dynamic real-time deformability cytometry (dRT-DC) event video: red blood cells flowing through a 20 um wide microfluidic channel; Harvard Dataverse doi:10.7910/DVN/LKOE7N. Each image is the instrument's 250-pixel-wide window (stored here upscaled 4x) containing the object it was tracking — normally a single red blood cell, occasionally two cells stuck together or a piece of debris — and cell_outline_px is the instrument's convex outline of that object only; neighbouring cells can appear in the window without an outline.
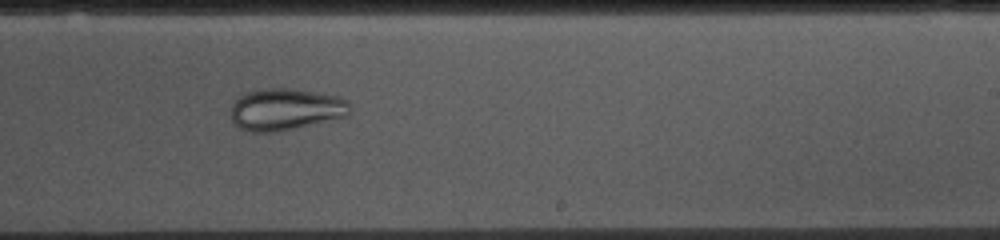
{"species": "common noctule bat (a hibernating species)", "species_latin": "Nyctalus noctula", "temperature_condition": "cold", "stored_images_in_passage": 54, "camera_frame_rate_fps": 3000, "um_per_image_px": 0.085, "animal": {"sex": "female", "body_mass_g": 10.0, "forearm_length_mm": 53.1}, "frame": {"image": 1, "passage_image": 32, "time_ms": 10.333, "image_size_px": [1000, 240], "cell_outline_px": [[352, 112], [348, 116], [280, 132], [244, 132], [232, 120], [232, 104], [240, 96], [248, 92], [264, 88], [292, 88], [340, 96], [348, 100], [352, 108]], "centroid_in_image_um": [24.33, 9.3], "position_along_channel_um": 264.7, "area_um2": 29.48}}
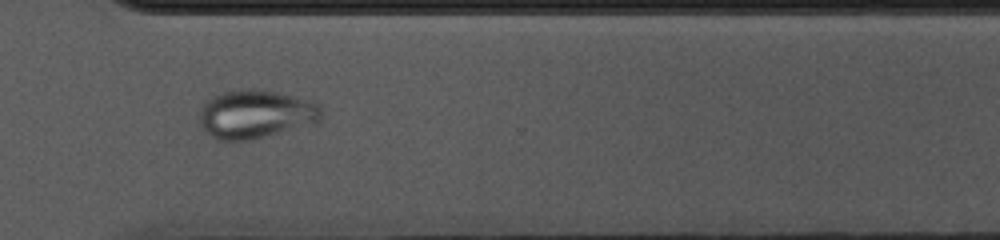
{"frame": {"image": 2, "passage_image": 39, "time_ms": 12.667, "image_size_px": [1000, 240], "cell_outline_px": [[320, 120], [316, 124], [248, 140], [220, 140], [208, 136], [204, 132], [200, 124], [200, 112], [204, 104], [212, 96], [232, 88], [260, 88], [312, 100], [320, 104]], "centroid_in_image_um": [21.73, 9.68], "position_along_channel_um": 348.9, "area_um2": 35.03}}
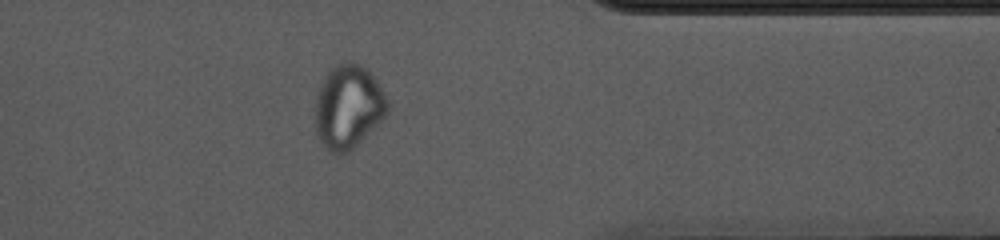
{"frame": {"image": 3, "passage_image": 43, "time_ms": 14.0, "image_size_px": [1000, 240], "cell_outline_px": [[388, 112], [348, 152], [328, 152], [324, 148], [316, 132], [316, 100], [320, 84], [324, 76], [336, 64], [360, 64], [372, 72], [384, 92], [388, 100]], "centroid_in_image_um": [29.6, 9.06], "position_along_channel_um": 381.8, "area_um2": 34.62}}